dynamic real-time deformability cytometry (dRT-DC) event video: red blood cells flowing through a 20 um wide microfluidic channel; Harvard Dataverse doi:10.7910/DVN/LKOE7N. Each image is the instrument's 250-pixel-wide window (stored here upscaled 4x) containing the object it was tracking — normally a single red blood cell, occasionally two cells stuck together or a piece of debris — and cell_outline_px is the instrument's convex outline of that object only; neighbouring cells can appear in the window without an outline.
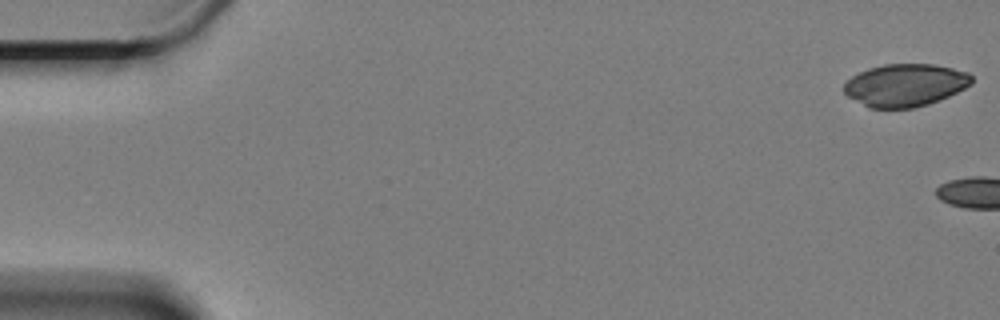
{"species": "Egyptian fruit bat (a non-hibernating species)", "species_latin": "Rousettus aegyptiacus", "temperature_condition": "cold", "stored_images_in_passage": 5, "camera_frame_rate_fps": 3000, "um_per_image_px": 0.085, "animal": {"sex": "female"}, "frame": {"image": 1, "passage_image": 1, "time_ms": 0.0, "image_size_px": [1000, 320], "cell_outline_px": [[972, 84], [948, 96], [928, 104], [912, 108], [868, 108], [848, 96], [844, 92], [844, 84], [852, 76], [868, 68], [884, 64], [932, 64], [952, 68], [968, 72], [972, 76]], "centroid_in_image_um": [76.93, 7.23], "position_along_channel_um": 8.1, "area_um2": 31.56}}